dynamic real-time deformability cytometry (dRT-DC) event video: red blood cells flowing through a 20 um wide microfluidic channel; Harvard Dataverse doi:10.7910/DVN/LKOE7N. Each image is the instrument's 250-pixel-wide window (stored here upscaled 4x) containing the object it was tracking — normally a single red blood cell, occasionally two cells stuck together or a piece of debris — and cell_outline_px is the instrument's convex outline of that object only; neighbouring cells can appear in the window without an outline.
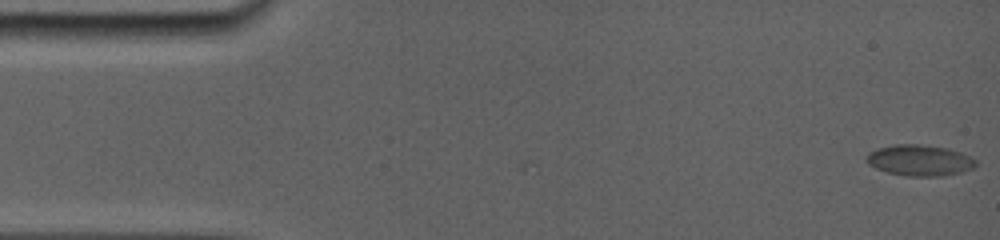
{"species": "common noctule bat (a hibernating species)", "species_latin": "Nyctalus noctula", "temperature_condition": "room temperature", "stored_images_in_passage": 36, "camera_frame_rate_fps": 5000, "um_per_image_px": 0.085, "animal": {"sex": "female", "body_mass_g": 19.0, "forearm_length_mm": 56.7}, "frame": {"image": 1, "passage_image": 1, "time_ms": 0.0, "image_size_px": [1000, 240], "cell_outline_px": [[972, 164], [968, 168], [960, 172], [932, 176], [912, 176], [888, 172], [872, 164], [868, 160], [868, 156], [872, 152], [884, 148], [936, 148], [952, 152], [972, 160]], "centroid_in_image_um": [78.12, 13.72], "position_along_channel_um": 6.9, "area_um2": 16.59}}
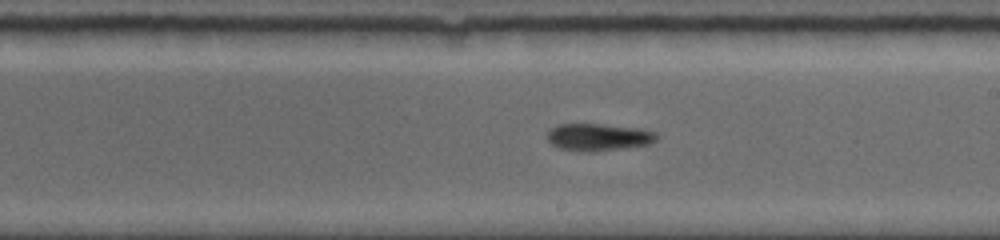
{"frame": {"image": 2, "passage_image": 21, "time_ms": 9.4, "image_size_px": [1000, 240], "cell_outline_px": [[656, 140], [648, 144], [592, 152], [584, 152], [560, 148], [552, 144], [548, 140], [548, 132], [552, 128], [560, 124], [604, 124], [640, 128], [656, 132]], "centroid_in_image_um": [50.86, 11.65], "position_along_channel_um": 238.1, "area_um2": 17.17}}
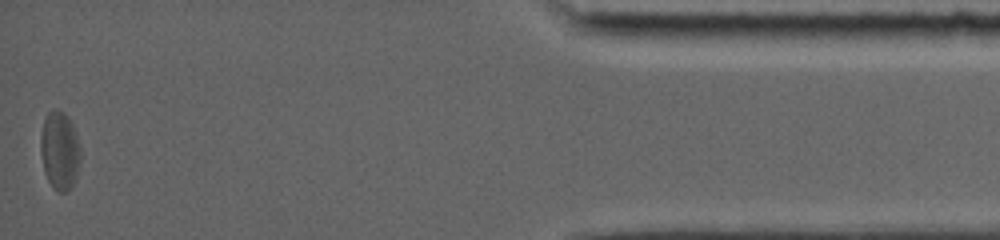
{"frame": {"image": 3, "passage_image": 36, "time_ms": 16.2, "image_size_px": [1000, 240], "cell_outline_px": [[80, 160], [76, 176], [72, 184], [64, 192], [60, 192], [48, 180], [44, 172], [40, 152], [40, 136], [44, 120], [48, 112], [52, 108], [56, 108], [64, 112], [68, 116], [72, 124], [80, 148]], "centroid_in_image_um": [5.05, 12.73], "position_along_channel_um": 430.1, "area_um2": 18.03}, "authors_computed_cell_mechanics": {"area_um2": 16.6175, "velocity_mm_per_s": 3.7863, "shape_relaxation_time_tau1_ms": 5.0778, "shape_relaxation_time_tau2_ms": 5.6029, "deformation_change_tau1": 0.1134, "deformation_change_tau2": 0.1232}}